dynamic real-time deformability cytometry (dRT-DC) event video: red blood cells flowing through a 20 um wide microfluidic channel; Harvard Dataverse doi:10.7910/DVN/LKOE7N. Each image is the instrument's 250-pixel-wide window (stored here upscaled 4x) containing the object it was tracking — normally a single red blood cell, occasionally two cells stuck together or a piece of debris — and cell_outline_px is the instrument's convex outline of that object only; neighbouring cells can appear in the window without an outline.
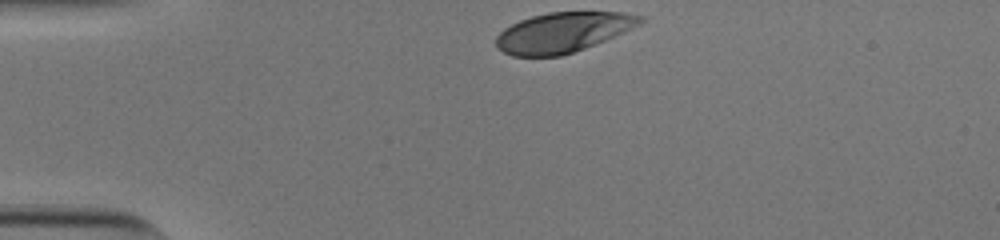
{"species": "human", "species_latin": "Homo sapiens", "temperature_condition": "cold", "stored_images_in_passage": 32, "camera_frame_rate_fps": 3000, "um_per_image_px": 0.085, "donor": {"sex": "male"}, "frame": {"image": 1, "passage_image": 1, "time_ms": 0.0, "image_size_px": [1000, 240], "cell_outline_px": [[648, 20], [640, 24], [604, 40], [584, 48], [560, 56], [512, 56], [496, 48], [496, 36], [504, 28], [520, 20], [532, 16], [548, 12], [624, 12], [648, 16]], "centroid_in_image_um": [47.86, 2.73], "position_along_channel_um": 37.1, "area_um2": 33.58}}
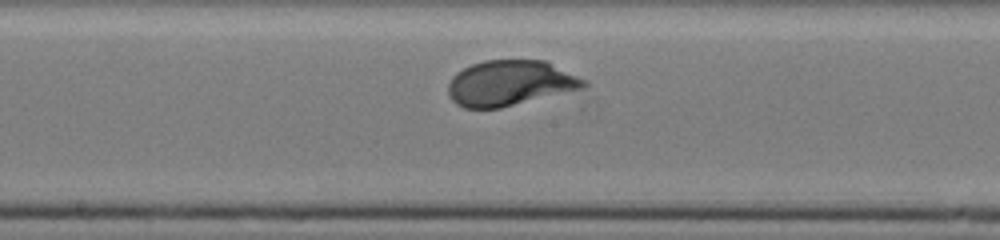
{"frame": {"image": 2, "passage_image": 18, "time_ms": 5.667, "image_size_px": [1000, 240], "cell_outline_px": [[588, 88], [500, 108], [464, 108], [456, 104], [448, 96], [448, 84], [452, 76], [456, 72], [472, 64], [484, 60], [544, 60], [588, 80]], "centroid_in_image_um": [43.39, 7.07], "position_along_channel_um": 204.8, "area_um2": 36.36}}
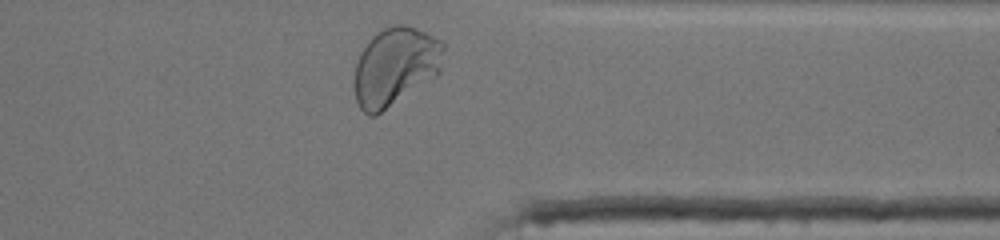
{"frame": {"image": 3, "passage_image": 32, "time_ms": 10.333, "image_size_px": [1000, 240], "cell_outline_px": [[444, 48], [440, 72], [436, 76], [376, 116], [368, 116], [360, 108], [356, 100], [356, 64], [360, 52], [368, 40], [376, 32], [392, 24], [404, 24], [416, 28], [444, 40]], "centroid_in_image_um": [33.62, 5.62], "position_along_channel_um": 377.8, "area_um2": 40.81}, "authors_computed_cell_mechanics": {"area_um2": 36.125, "velocity_mm_per_s": 3.7829, "shape_relaxation_time_tau1_ms": 2.0358, "shape_relaxation_time_tau2_ms": null, "deformation_change_tau1": 0.1549, "deformation_change_tau2": null}}